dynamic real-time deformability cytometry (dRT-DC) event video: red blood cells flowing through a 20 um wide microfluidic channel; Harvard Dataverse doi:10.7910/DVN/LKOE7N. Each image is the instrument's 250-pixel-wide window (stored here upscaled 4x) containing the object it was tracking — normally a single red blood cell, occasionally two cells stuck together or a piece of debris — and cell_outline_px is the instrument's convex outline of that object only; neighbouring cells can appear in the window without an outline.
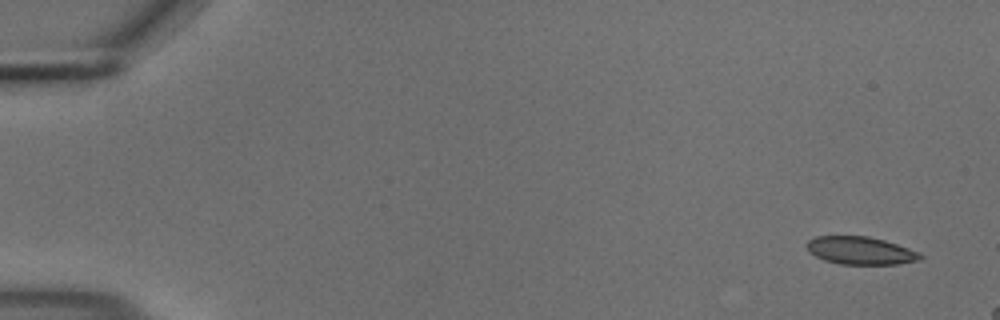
{"species": "common noctule bat (a hibernating species)", "species_latin": "Nyctalus noctula", "temperature_condition": "cold", "stored_images_in_passage": 16, "camera_frame_rate_fps": 3000, "um_per_image_px": 0.085, "animal": {"sex": "male", "body_mass_g": 18.8}, "frame": {"image": 1, "passage_image": 1, "time_ms": 0.0, "image_size_px": [1000, 320], "cell_outline_px": [[924, 256], [920, 260], [896, 264], [840, 264], [824, 260], [808, 252], [808, 240], [816, 236], [868, 236], [884, 240], [920, 252]], "centroid_in_image_um": [73.15, 21.3], "position_along_channel_um": 11.8, "area_um2": 18.32}}
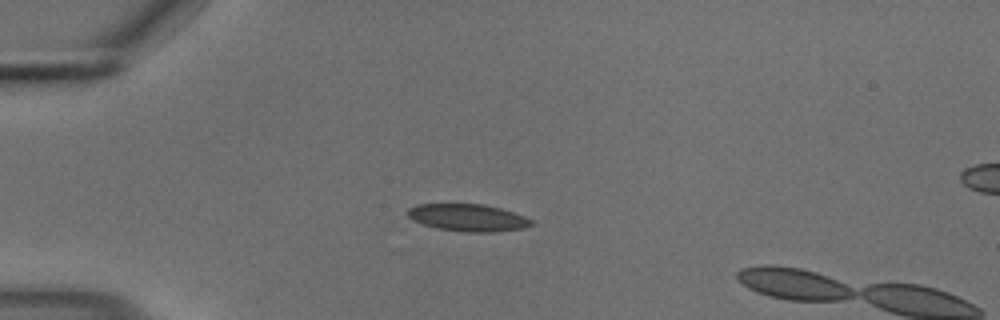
{"frame": {"image": 2, "passage_image": 13, "time_ms": 4.0, "image_size_px": [1000, 320], "cell_outline_px": [[536, 224], [524, 228], [492, 232], [464, 232], [436, 228], [420, 224], [412, 220], [408, 216], [408, 208], [416, 204], [484, 204], [500, 208], [524, 216], [532, 220]], "centroid_in_image_um": [39.76, 18.5], "position_along_channel_um": 45.2, "area_um2": 19.77}}